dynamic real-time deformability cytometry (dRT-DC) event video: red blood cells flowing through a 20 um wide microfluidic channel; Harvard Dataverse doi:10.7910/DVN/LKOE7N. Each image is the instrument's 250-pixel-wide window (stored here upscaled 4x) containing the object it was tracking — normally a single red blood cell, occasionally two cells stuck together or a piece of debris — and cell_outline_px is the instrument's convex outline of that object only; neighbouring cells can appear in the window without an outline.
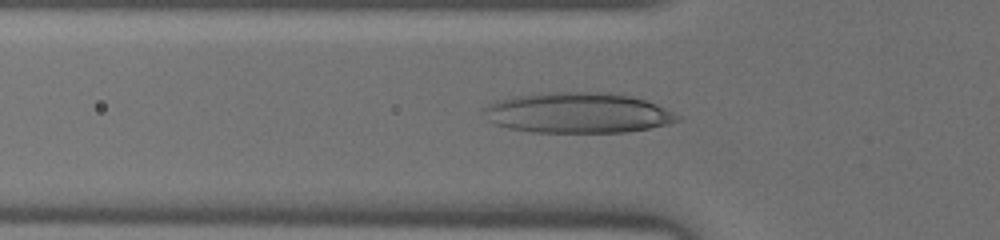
{"species": "human", "species_latin": "Homo sapiens", "temperature_condition": "warm", "stored_images_in_passage": 45, "camera_frame_rate_fps": 3000, "um_per_image_px": 0.085, "donor": {"sex": "male"}, "frame": {"image": 1, "passage_image": 15, "time_ms": 4.667, "image_size_px": [1000, 240], "cell_outline_px": [[680, 120], [668, 124], [648, 128], [624, 132], [532, 132], [508, 128], [496, 124], [488, 120], [484, 112], [484, 108], [500, 100], [512, 96], [540, 92], [604, 92], [632, 96], [656, 104], [680, 116]], "centroid_in_image_um": [49.11, 9.58], "position_along_channel_um": 76.7, "area_um2": 45.43}}
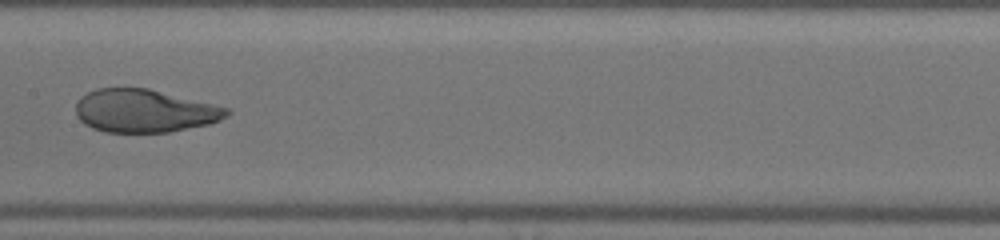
{"frame": {"image": 2, "passage_image": 23, "time_ms": 7.333, "image_size_px": [1000, 240], "cell_outline_px": [[232, 112], [228, 116], [220, 120], [208, 124], [168, 132], [104, 132], [92, 128], [84, 124], [76, 116], [76, 104], [80, 96], [96, 88], [148, 88], [228, 108]], "centroid_in_image_um": [12.25, 9.42], "position_along_channel_um": 195.2, "area_um2": 37.8}}
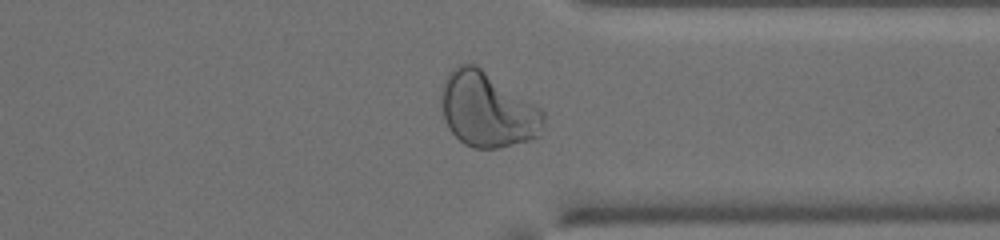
{"frame": {"image": 3, "passage_image": 35, "time_ms": 11.333, "image_size_px": [1000, 240], "cell_outline_px": [[544, 120], [540, 136], [528, 140], [496, 148], [472, 148], [464, 144], [448, 128], [444, 116], [440, 100], [444, 80], [448, 72], [456, 64], [476, 64], [540, 108], [544, 112]], "centroid_in_image_um": [41.41, 9.31], "position_along_channel_um": 370.0, "area_um2": 44.51}}